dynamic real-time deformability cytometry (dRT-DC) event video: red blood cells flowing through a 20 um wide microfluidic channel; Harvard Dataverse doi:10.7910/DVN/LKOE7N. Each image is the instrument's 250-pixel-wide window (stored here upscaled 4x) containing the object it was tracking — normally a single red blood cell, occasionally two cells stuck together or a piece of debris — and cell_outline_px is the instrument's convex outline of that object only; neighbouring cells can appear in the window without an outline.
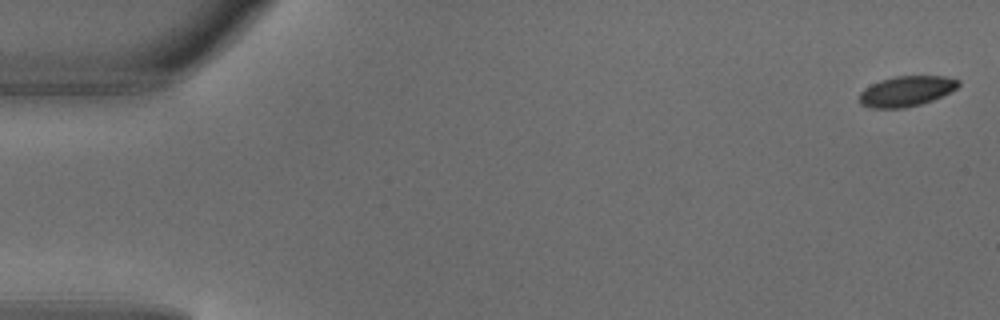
{"species": "common noctule bat (a hibernating species)", "species_latin": "Nyctalus noctula", "temperature_condition": "warm", "stored_images_in_passage": 5, "camera_frame_rate_fps": 3000, "um_per_image_px": 0.085, "animal": {"sex": "male", "body_mass_g": 18.8}, "frame": {"image": 1, "passage_image": 1, "time_ms": 0.0, "image_size_px": [1000, 320], "cell_outline_px": [[960, 84], [956, 88], [932, 100], [920, 104], [904, 108], [868, 108], [860, 104], [860, 92], [864, 88], [880, 80], [896, 76], [944, 76], [960, 80]], "centroid_in_image_um": [77.01, 7.75], "position_along_channel_um": 8.0, "area_um2": 17.4}}
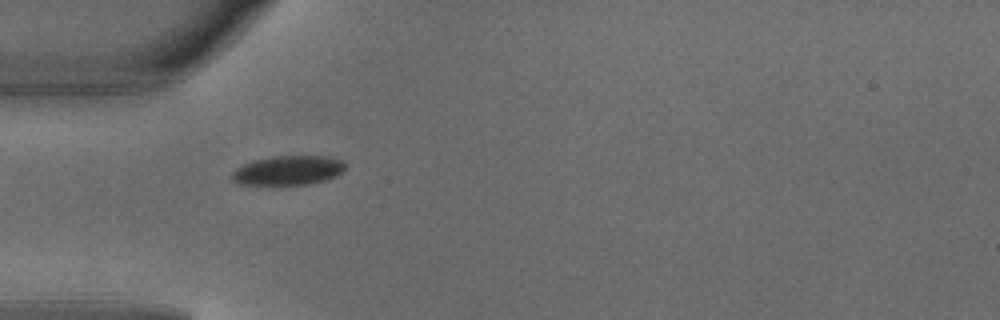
{"frame": {"image": 2, "passage_image": 4, "time_ms": 1.0, "image_size_px": [1000, 320], "cell_outline_px": [[344, 168], [336, 176], [324, 180], [308, 184], [236, 184], [232, 180], [232, 172], [236, 168], [244, 164], [256, 160], [272, 156], [328, 156], [344, 160]], "centroid_in_image_um": [24.49, 14.47], "position_along_channel_um": 60.5, "area_um2": 19.19}}
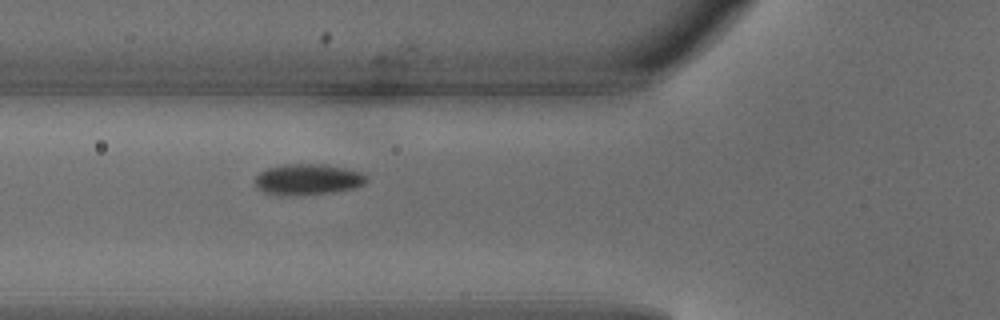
{"frame": {"image": 3, "passage_image": 5, "time_ms": 1.333, "image_size_px": [1000, 320], "cell_outline_px": [[368, 180], [364, 184], [356, 188], [332, 192], [264, 192], [256, 188], [256, 176], [260, 172], [268, 168], [284, 164], [324, 164], [364, 172], [368, 176]], "centroid_in_image_um": [26.27, 15.19], "position_along_channel_um": 99.5, "area_um2": 19.25}}